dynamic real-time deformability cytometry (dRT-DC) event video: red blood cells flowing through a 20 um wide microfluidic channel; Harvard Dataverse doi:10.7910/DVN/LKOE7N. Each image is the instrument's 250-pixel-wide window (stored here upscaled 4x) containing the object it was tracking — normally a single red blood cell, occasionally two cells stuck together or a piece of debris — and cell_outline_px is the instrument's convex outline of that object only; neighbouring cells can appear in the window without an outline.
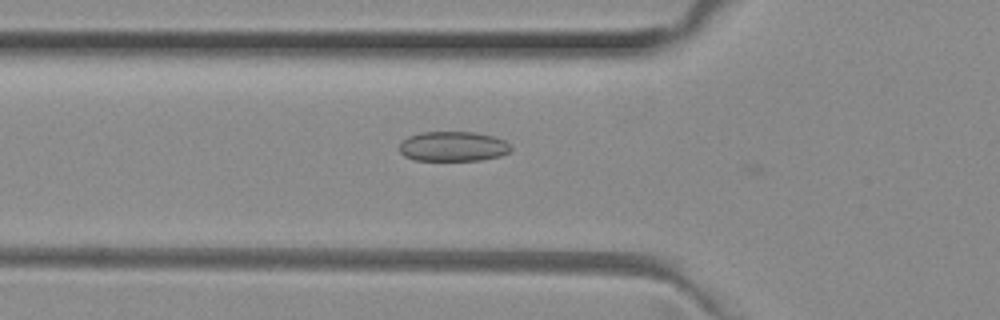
{"species": "common noctule bat (a hibernating species)", "species_latin": "Nyctalus noctula", "temperature_condition": "room temperature", "stored_images_in_passage": 44, "camera_frame_rate_fps": 3000, "um_per_image_px": 0.085, "animal": {"sex": "female", "body_mass_g": 29.2, "forearm_length_mm": 56.3}, "frame": {"image": 1, "passage_image": 10, "time_ms": 3.0, "image_size_px": [1000, 320], "cell_outline_px": [[512, 148], [508, 152], [500, 156], [480, 160], [416, 160], [404, 156], [400, 152], [400, 144], [408, 136], [420, 132], [476, 132], [492, 136], [504, 140]], "centroid_in_image_um": [38.5, 12.44], "position_along_channel_um": 87.3, "area_um2": 19.31}}
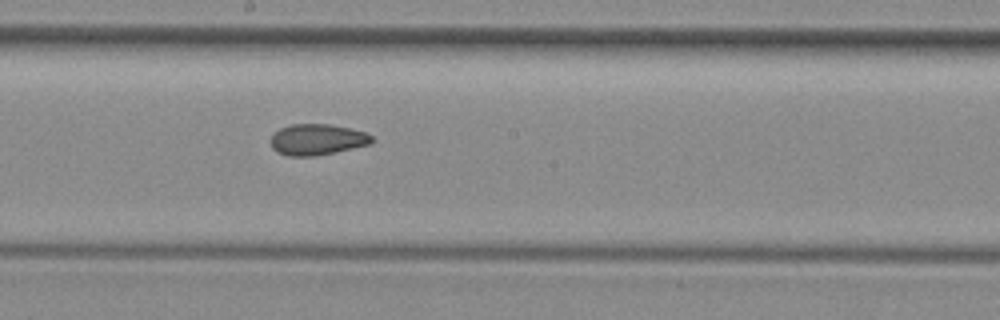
{"frame": {"image": 2, "passage_image": 20, "time_ms": 6.333, "image_size_px": [1000, 320], "cell_outline_px": [[372, 140], [368, 144], [336, 152], [316, 156], [288, 156], [276, 152], [272, 148], [268, 140], [280, 128], [292, 124], [328, 124], [348, 128], [364, 132], [372, 136]], "centroid_in_image_um": [26.89, 11.87], "position_along_channel_um": 221.3, "area_um2": 18.21}}
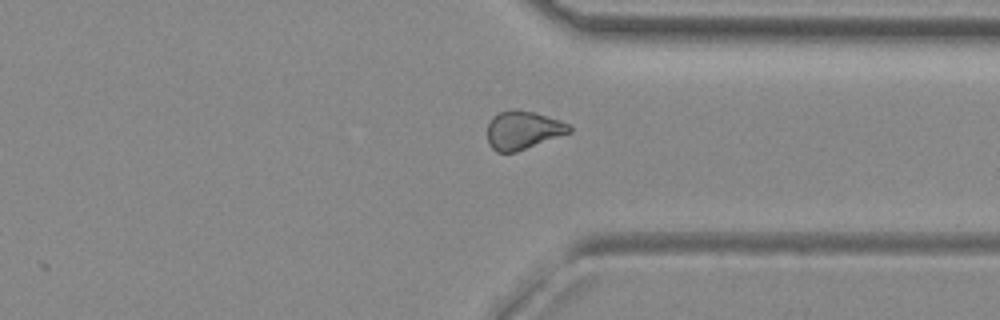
{"frame": {"image": 3, "passage_image": 31, "time_ms": 10.0, "image_size_px": [1000, 320], "cell_outline_px": [[572, 132], [516, 152], [496, 152], [488, 144], [488, 124], [492, 116], [496, 112], [516, 108], [536, 112], [560, 120], [568, 124], [572, 128]], "centroid_in_image_um": [44.44, 11.04], "position_along_channel_um": 367.0, "area_um2": 18.61}, "authors_computed_cell_mechanics": {"area_um2": 18.6983, "velocity_mm_per_s": 3.9982, "shape_relaxation_time_tau1_ms": null, "shape_relaxation_time_tau2_ms": 3.9803, "deformation_change_tau1": null, "deformation_change_tau2": 0.0915}}